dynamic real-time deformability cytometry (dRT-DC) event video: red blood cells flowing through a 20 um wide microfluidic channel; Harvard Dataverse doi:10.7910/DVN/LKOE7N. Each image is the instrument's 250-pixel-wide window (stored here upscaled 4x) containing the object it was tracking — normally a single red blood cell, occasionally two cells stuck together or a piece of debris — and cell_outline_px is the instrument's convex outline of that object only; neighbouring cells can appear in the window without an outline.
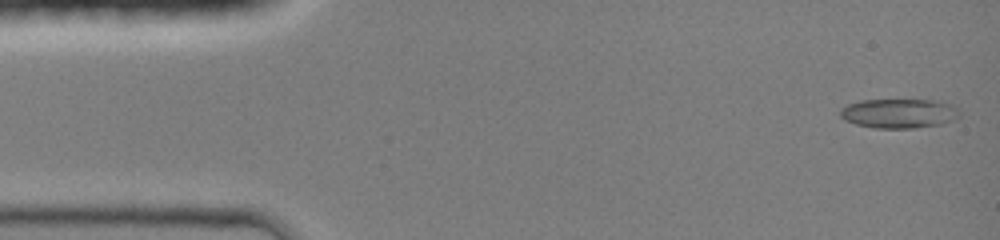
{"species": "common noctule bat (a hibernating species)", "species_latin": "Nyctalus noctula", "temperature_condition": "room temperature", "stored_images_in_passage": 43, "camera_frame_rate_fps": 3000, "um_per_image_px": 0.085, "animal": {"sex": "female", "body_mass_g": 19.0, "forearm_length_mm": 51.5}, "frame": {"image": 1, "passage_image": 1, "time_ms": 0.0, "image_size_px": [1000, 240], "cell_outline_px": [[960, 116], [956, 120], [944, 124], [916, 128], [876, 128], [856, 124], [844, 120], [840, 116], [840, 108], [848, 104], [860, 100], [940, 100], [952, 104], [960, 112]], "centroid_in_image_um": [76.46, 9.64], "position_along_channel_um": 8.5, "area_um2": 20.81}}
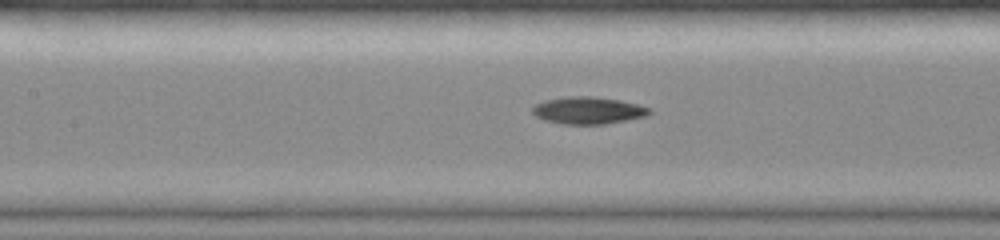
{"frame": {"image": 2, "passage_image": 19, "time_ms": 6.0, "image_size_px": [1000, 240], "cell_outline_px": [[652, 112], [648, 116], [628, 120], [604, 124], [564, 124], [544, 120], [536, 116], [532, 112], [532, 108], [536, 104], [544, 100], [564, 96], [592, 96], [620, 100], [640, 104], [652, 108]], "centroid_in_image_um": [50.04, 9.38], "position_along_channel_um": 157.4, "area_um2": 18.79}}
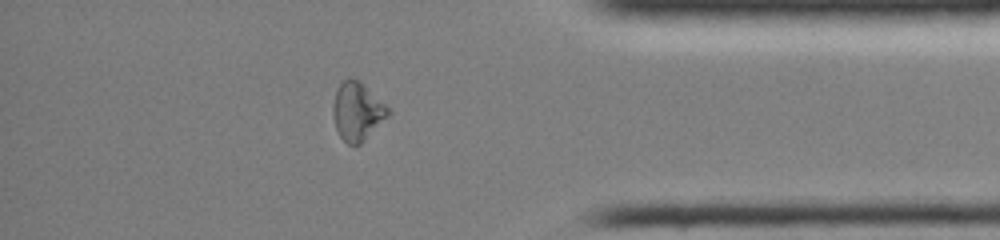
{"frame": {"image": 3, "passage_image": 37, "time_ms": 12.0, "image_size_px": [1000, 240], "cell_outline_px": [[392, 112], [360, 144], [348, 144], [340, 136], [336, 128], [332, 116], [332, 104], [336, 92], [340, 84], [348, 76], [360, 80]], "centroid_in_image_um": [30.34, 9.44], "position_along_channel_um": 404.9, "area_um2": 18.55}, "authors_computed_cell_mechanics": {"area_um2": 18.5538, "velocity_mm_per_s": 4.3384, "shape_relaxation_time_tau1_ms": 9.2524, "shape_relaxation_time_tau2_ms": null, "deformation_change_tau1": 0.2308, "deformation_change_tau2": null}}